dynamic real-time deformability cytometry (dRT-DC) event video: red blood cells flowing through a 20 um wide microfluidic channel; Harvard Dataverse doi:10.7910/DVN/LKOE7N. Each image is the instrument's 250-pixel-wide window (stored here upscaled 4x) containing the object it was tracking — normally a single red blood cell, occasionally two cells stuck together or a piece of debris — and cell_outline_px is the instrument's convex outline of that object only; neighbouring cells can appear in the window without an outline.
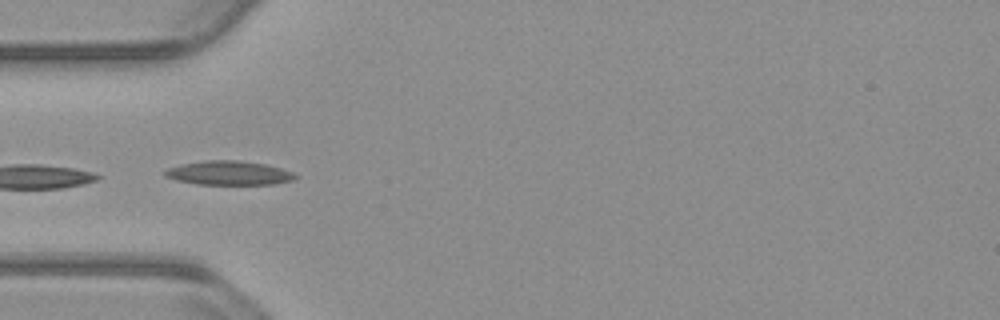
{"species": "common noctule bat (a hibernating species)", "species_latin": "Nyctalus noctula", "temperature_condition": "warm", "stored_images_in_passage": 24, "camera_frame_rate_fps": 3000, "um_per_image_px": 0.085, "animal": {"sex": "male", "body_mass_g": 23.1, "forearm_length_mm": 52.7}, "frame": {"image": 1, "passage_image": 17, "time_ms": 5.333, "image_size_px": [1000, 320], "cell_outline_px": [[296, 176], [292, 180], [272, 184], [196, 184], [176, 180], [164, 176], [164, 172], [168, 168], [180, 164], [204, 160], [240, 160], [268, 164], [292, 172]], "centroid_in_image_um": [19.42, 14.69], "position_along_channel_um": 65.6, "area_um2": 18.26}}